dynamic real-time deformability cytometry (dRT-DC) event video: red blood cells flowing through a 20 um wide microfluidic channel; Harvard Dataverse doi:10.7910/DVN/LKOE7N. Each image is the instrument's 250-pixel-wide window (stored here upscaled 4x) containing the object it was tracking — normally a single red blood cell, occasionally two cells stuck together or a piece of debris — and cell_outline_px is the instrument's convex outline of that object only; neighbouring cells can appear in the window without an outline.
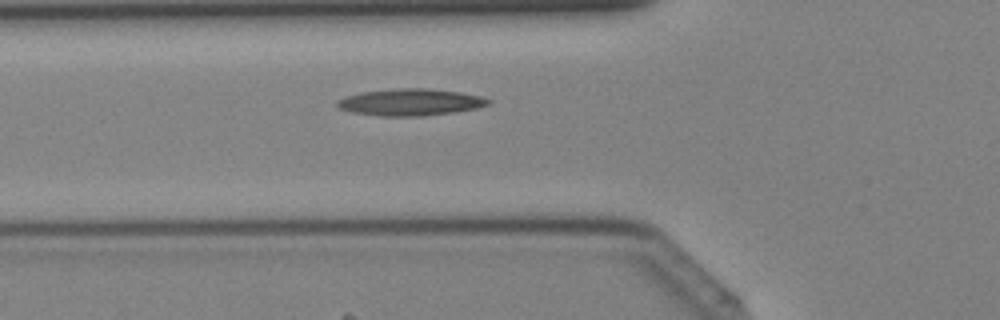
{"species": "Egyptian fruit bat (a non-hibernating species)", "species_latin": "Rousettus aegyptiacus", "temperature_condition": "cold", "stored_images_in_passage": 31, "camera_frame_rate_fps": 3000, "um_per_image_px": 0.085, "animal": {"sex": "female"}, "frame": {"image": 1, "passage_image": 9, "time_ms": 2.667, "image_size_px": [1000, 320], "cell_outline_px": [[492, 104], [476, 108], [452, 112], [420, 116], [380, 116], [352, 112], [340, 108], [336, 104], [336, 100], [360, 92], [396, 88], [428, 88], [460, 92], [480, 96], [492, 100]], "centroid_in_image_um": [34.9, 8.68], "position_along_channel_um": 90.9, "area_um2": 23.58}}
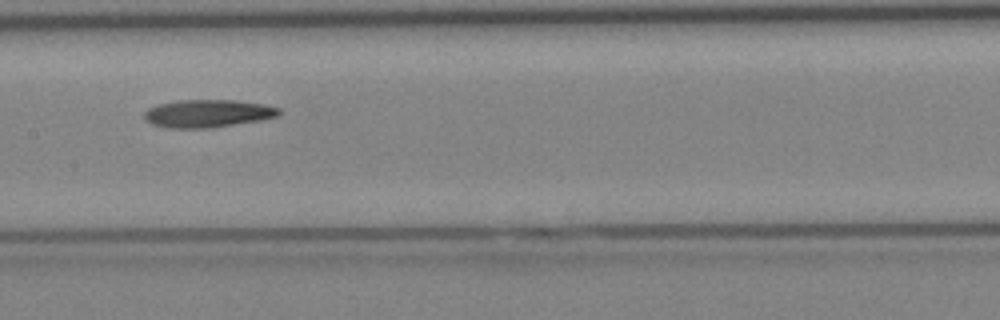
{"frame": {"image": 2, "passage_image": 15, "time_ms": 4.667, "image_size_px": [1000, 320], "cell_outline_px": [[280, 116], [208, 128], [164, 128], [152, 124], [144, 120], [144, 112], [148, 108], [160, 104], [176, 100], [236, 100], [260, 104], [280, 108]], "centroid_in_image_um": [17.59, 9.64], "position_along_channel_um": 189.8, "area_um2": 21.62}}
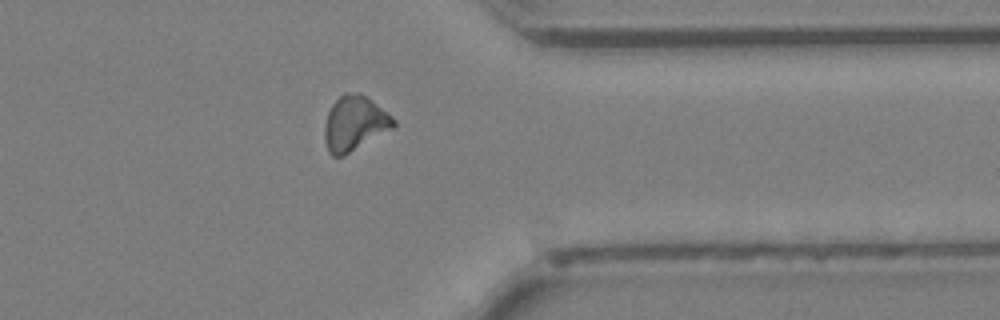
{"frame": {"image": 3, "passage_image": 27, "time_ms": 8.667, "image_size_px": [1000, 320], "cell_outline_px": [[396, 124], [392, 128], [344, 156], [332, 156], [328, 152], [324, 136], [324, 124], [328, 112], [332, 104], [344, 92], [360, 92], [372, 100], [392, 116], [396, 120]], "centroid_in_image_um": [30.12, 10.47], "position_along_channel_um": 381.3, "area_um2": 22.02}}